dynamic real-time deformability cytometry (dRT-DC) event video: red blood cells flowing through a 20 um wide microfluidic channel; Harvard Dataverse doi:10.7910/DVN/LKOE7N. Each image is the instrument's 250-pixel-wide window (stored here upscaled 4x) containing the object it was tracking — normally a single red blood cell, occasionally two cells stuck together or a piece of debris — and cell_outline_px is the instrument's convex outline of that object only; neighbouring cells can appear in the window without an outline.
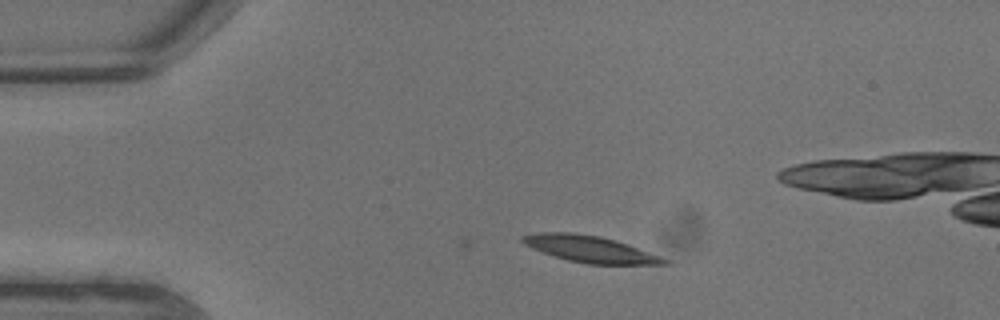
{"species": "common noctule bat (a hibernating species)", "species_latin": "Nyctalus noctula", "temperature_condition": "warm", "stored_images_in_passage": 4, "camera_frame_rate_fps": 3000, "um_per_image_px": 0.085, "animal": {"sex": "male", "body_mass_g": 13.3}, "frame": {"image": 1, "passage_image": 1, "time_ms": 0.0, "image_size_px": [1000, 320], "cell_outline_px": [[672, 264], [584, 264], [568, 260], [532, 248], [524, 244], [520, 240], [520, 236], [540, 232], [572, 232], [600, 236], [616, 240], [660, 256], [668, 260]], "centroid_in_image_um": [50.14, 21.16], "position_along_channel_um": 34.9, "area_um2": 21.79}}
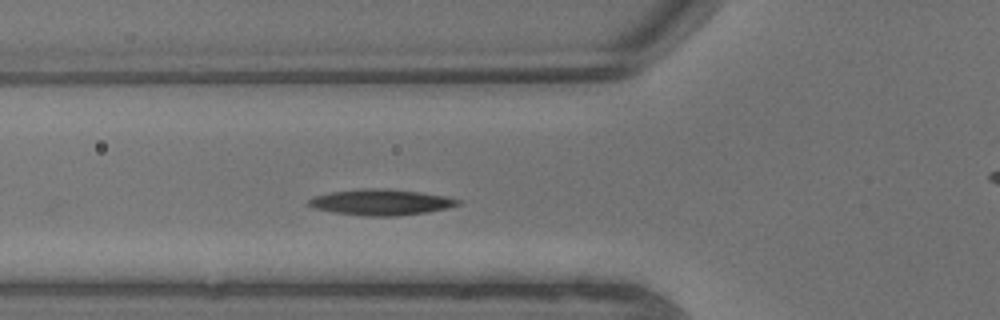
{"frame": {"image": 2, "passage_image": 4, "time_ms": 1.0, "image_size_px": [1000, 320], "cell_outline_px": [[464, 200], [460, 204], [448, 208], [424, 212], [396, 216], [364, 216], [332, 212], [316, 208], [308, 204], [308, 200], [312, 196], [328, 192], [360, 188], [388, 188], [420, 192], [444, 196]], "centroid_in_image_um": [32.37, 17.17], "position_along_channel_um": 93.4, "area_um2": 22.72}}